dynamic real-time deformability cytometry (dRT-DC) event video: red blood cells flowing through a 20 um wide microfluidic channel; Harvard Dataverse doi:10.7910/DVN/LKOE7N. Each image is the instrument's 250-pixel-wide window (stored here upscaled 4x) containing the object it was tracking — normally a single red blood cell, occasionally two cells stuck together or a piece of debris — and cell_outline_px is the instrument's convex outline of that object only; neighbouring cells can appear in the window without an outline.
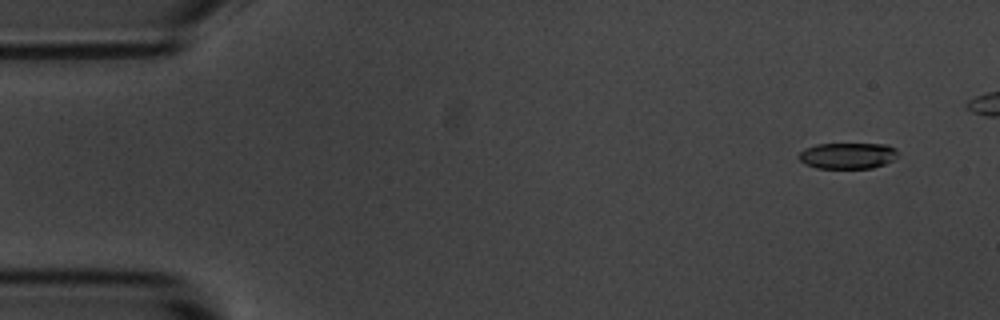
{"species": "common noctule bat (a hibernating species)", "species_latin": "Nyctalus noctula", "temperature_condition": "room temperature", "stored_images_in_passage": 3, "camera_frame_rate_fps": 3000, "um_per_image_px": 0.085, "animal": {"sex": "male", "body_mass_g": 20.1, "forearm_length_mm": 53.5}, "frame": {"image": 1, "passage_image": 1, "time_ms": 0.0, "image_size_px": [1000, 320], "cell_outline_px": [[896, 156], [892, 160], [884, 164], [872, 168], [816, 168], [804, 164], [796, 156], [804, 148], [816, 144], [888, 144], [896, 148]], "centroid_in_image_um": [72.0, 13.23], "position_along_channel_um": 13.0, "area_um2": 15.14}}